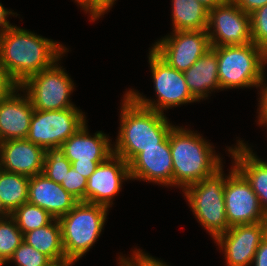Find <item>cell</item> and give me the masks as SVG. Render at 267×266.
Masks as SVG:
<instances>
[{"mask_svg":"<svg viewBox=\"0 0 267 266\" xmlns=\"http://www.w3.org/2000/svg\"><path fill=\"white\" fill-rule=\"evenodd\" d=\"M29 178L0 168V200L10 214L28 202Z\"/></svg>","mask_w":267,"mask_h":266,"instance_id":"cb8c5ba5","label":"cell"},{"mask_svg":"<svg viewBox=\"0 0 267 266\" xmlns=\"http://www.w3.org/2000/svg\"><path fill=\"white\" fill-rule=\"evenodd\" d=\"M183 74L190 92L198 101L208 97L213 90H221L217 53L212 47Z\"/></svg>","mask_w":267,"mask_h":266,"instance_id":"44dd1931","label":"cell"},{"mask_svg":"<svg viewBox=\"0 0 267 266\" xmlns=\"http://www.w3.org/2000/svg\"><path fill=\"white\" fill-rule=\"evenodd\" d=\"M85 123L86 116L77 107L49 111L34 109L26 139L46 151L60 147Z\"/></svg>","mask_w":267,"mask_h":266,"instance_id":"9c48e42d","label":"cell"},{"mask_svg":"<svg viewBox=\"0 0 267 266\" xmlns=\"http://www.w3.org/2000/svg\"><path fill=\"white\" fill-rule=\"evenodd\" d=\"M151 48L174 69L185 72L211 48L206 30L174 31Z\"/></svg>","mask_w":267,"mask_h":266,"instance_id":"7c38bea8","label":"cell"},{"mask_svg":"<svg viewBox=\"0 0 267 266\" xmlns=\"http://www.w3.org/2000/svg\"><path fill=\"white\" fill-rule=\"evenodd\" d=\"M252 43L267 54V4L250 14Z\"/></svg>","mask_w":267,"mask_h":266,"instance_id":"f1b7e54d","label":"cell"},{"mask_svg":"<svg viewBox=\"0 0 267 266\" xmlns=\"http://www.w3.org/2000/svg\"><path fill=\"white\" fill-rule=\"evenodd\" d=\"M46 151L27 139L0 142V168L29 177L43 172Z\"/></svg>","mask_w":267,"mask_h":266,"instance_id":"2e32d148","label":"cell"},{"mask_svg":"<svg viewBox=\"0 0 267 266\" xmlns=\"http://www.w3.org/2000/svg\"><path fill=\"white\" fill-rule=\"evenodd\" d=\"M230 170L224 184L225 212L229 227L267 222V216L250 183L234 164Z\"/></svg>","mask_w":267,"mask_h":266,"instance_id":"8fae6325","label":"cell"},{"mask_svg":"<svg viewBox=\"0 0 267 266\" xmlns=\"http://www.w3.org/2000/svg\"><path fill=\"white\" fill-rule=\"evenodd\" d=\"M23 241L45 254L52 262L66 259L58 219H54L48 225L26 232L23 235Z\"/></svg>","mask_w":267,"mask_h":266,"instance_id":"7402d4cb","label":"cell"},{"mask_svg":"<svg viewBox=\"0 0 267 266\" xmlns=\"http://www.w3.org/2000/svg\"><path fill=\"white\" fill-rule=\"evenodd\" d=\"M23 242V233L10 215L0 219V262L5 265Z\"/></svg>","mask_w":267,"mask_h":266,"instance_id":"484cf974","label":"cell"},{"mask_svg":"<svg viewBox=\"0 0 267 266\" xmlns=\"http://www.w3.org/2000/svg\"><path fill=\"white\" fill-rule=\"evenodd\" d=\"M223 165L212 175L183 190L193 215L215 240L230 227L226 218Z\"/></svg>","mask_w":267,"mask_h":266,"instance_id":"8992f818","label":"cell"},{"mask_svg":"<svg viewBox=\"0 0 267 266\" xmlns=\"http://www.w3.org/2000/svg\"><path fill=\"white\" fill-rule=\"evenodd\" d=\"M169 142L173 161V186H180L182 191L212 175L223 165L210 142L190 129L174 126L169 132Z\"/></svg>","mask_w":267,"mask_h":266,"instance_id":"3957f363","label":"cell"},{"mask_svg":"<svg viewBox=\"0 0 267 266\" xmlns=\"http://www.w3.org/2000/svg\"><path fill=\"white\" fill-rule=\"evenodd\" d=\"M267 235V222L230 227L215 239L224 250L226 266H251L257 248Z\"/></svg>","mask_w":267,"mask_h":266,"instance_id":"4fadbf2b","label":"cell"},{"mask_svg":"<svg viewBox=\"0 0 267 266\" xmlns=\"http://www.w3.org/2000/svg\"><path fill=\"white\" fill-rule=\"evenodd\" d=\"M11 216L16 220L23 235L26 232L50 224L55 218L37 205L26 202L19 206Z\"/></svg>","mask_w":267,"mask_h":266,"instance_id":"d4e9b609","label":"cell"},{"mask_svg":"<svg viewBox=\"0 0 267 266\" xmlns=\"http://www.w3.org/2000/svg\"><path fill=\"white\" fill-rule=\"evenodd\" d=\"M217 53L221 90L256 87L264 77L267 54L254 43L212 47Z\"/></svg>","mask_w":267,"mask_h":266,"instance_id":"277c9868","label":"cell"},{"mask_svg":"<svg viewBox=\"0 0 267 266\" xmlns=\"http://www.w3.org/2000/svg\"><path fill=\"white\" fill-rule=\"evenodd\" d=\"M130 179L128 163L115 154L100 163L87 179L86 202L110 208L122 182Z\"/></svg>","mask_w":267,"mask_h":266,"instance_id":"5bb4252c","label":"cell"},{"mask_svg":"<svg viewBox=\"0 0 267 266\" xmlns=\"http://www.w3.org/2000/svg\"><path fill=\"white\" fill-rule=\"evenodd\" d=\"M265 75L261 81V83L258 85L260 87V99H259V114H258V124L261 126L267 127V85L265 80Z\"/></svg>","mask_w":267,"mask_h":266,"instance_id":"d6a6232c","label":"cell"},{"mask_svg":"<svg viewBox=\"0 0 267 266\" xmlns=\"http://www.w3.org/2000/svg\"><path fill=\"white\" fill-rule=\"evenodd\" d=\"M130 180H143L173 187V161L169 135L159 147L145 148L129 164Z\"/></svg>","mask_w":267,"mask_h":266,"instance_id":"9a60e30c","label":"cell"},{"mask_svg":"<svg viewBox=\"0 0 267 266\" xmlns=\"http://www.w3.org/2000/svg\"><path fill=\"white\" fill-rule=\"evenodd\" d=\"M227 150L234 160L235 168L250 183L267 216V162L258 158L243 140H238L236 147H229Z\"/></svg>","mask_w":267,"mask_h":266,"instance_id":"ffe728a7","label":"cell"},{"mask_svg":"<svg viewBox=\"0 0 267 266\" xmlns=\"http://www.w3.org/2000/svg\"><path fill=\"white\" fill-rule=\"evenodd\" d=\"M253 264L255 266H267V235L263 238L255 253Z\"/></svg>","mask_w":267,"mask_h":266,"instance_id":"d590c367","label":"cell"},{"mask_svg":"<svg viewBox=\"0 0 267 266\" xmlns=\"http://www.w3.org/2000/svg\"><path fill=\"white\" fill-rule=\"evenodd\" d=\"M87 123L82 125L60 147L66 158L78 163H102L113 155V144L102 131L89 135Z\"/></svg>","mask_w":267,"mask_h":266,"instance_id":"e0dca14e","label":"cell"},{"mask_svg":"<svg viewBox=\"0 0 267 266\" xmlns=\"http://www.w3.org/2000/svg\"><path fill=\"white\" fill-rule=\"evenodd\" d=\"M8 15L14 16L15 13H13L11 10L8 11L0 3V33L12 26V24H10L7 20V18L9 17Z\"/></svg>","mask_w":267,"mask_h":266,"instance_id":"74e56055","label":"cell"},{"mask_svg":"<svg viewBox=\"0 0 267 266\" xmlns=\"http://www.w3.org/2000/svg\"><path fill=\"white\" fill-rule=\"evenodd\" d=\"M174 31L206 30L208 8L198 0H172Z\"/></svg>","mask_w":267,"mask_h":266,"instance_id":"603a6c76","label":"cell"},{"mask_svg":"<svg viewBox=\"0 0 267 266\" xmlns=\"http://www.w3.org/2000/svg\"><path fill=\"white\" fill-rule=\"evenodd\" d=\"M77 261L71 259H64L60 261L51 262L48 266H72Z\"/></svg>","mask_w":267,"mask_h":266,"instance_id":"60d3db41","label":"cell"},{"mask_svg":"<svg viewBox=\"0 0 267 266\" xmlns=\"http://www.w3.org/2000/svg\"><path fill=\"white\" fill-rule=\"evenodd\" d=\"M108 209L103 205L79 201L58 219L66 259L78 261L91 249L100 237Z\"/></svg>","mask_w":267,"mask_h":266,"instance_id":"5b68a950","label":"cell"},{"mask_svg":"<svg viewBox=\"0 0 267 266\" xmlns=\"http://www.w3.org/2000/svg\"><path fill=\"white\" fill-rule=\"evenodd\" d=\"M19 90L0 100V142L28 135L34 108L27 94L21 96Z\"/></svg>","mask_w":267,"mask_h":266,"instance_id":"d6986e66","label":"cell"},{"mask_svg":"<svg viewBox=\"0 0 267 266\" xmlns=\"http://www.w3.org/2000/svg\"><path fill=\"white\" fill-rule=\"evenodd\" d=\"M56 61L50 67L30 76L20 85L35 110H65L76 107L70 102L74 83Z\"/></svg>","mask_w":267,"mask_h":266,"instance_id":"ba28073f","label":"cell"},{"mask_svg":"<svg viewBox=\"0 0 267 266\" xmlns=\"http://www.w3.org/2000/svg\"><path fill=\"white\" fill-rule=\"evenodd\" d=\"M149 65L154 82L156 100L142 96L139 91L129 90L126 93L139 105L164 113L172 107L197 102L198 100L190 92L183 72L169 66L152 49L149 51Z\"/></svg>","mask_w":267,"mask_h":266,"instance_id":"52a82bcc","label":"cell"},{"mask_svg":"<svg viewBox=\"0 0 267 266\" xmlns=\"http://www.w3.org/2000/svg\"><path fill=\"white\" fill-rule=\"evenodd\" d=\"M20 85L12 78L10 73L0 64V100L11 95Z\"/></svg>","mask_w":267,"mask_h":266,"instance_id":"1f68e13d","label":"cell"},{"mask_svg":"<svg viewBox=\"0 0 267 266\" xmlns=\"http://www.w3.org/2000/svg\"><path fill=\"white\" fill-rule=\"evenodd\" d=\"M132 258L119 257V266H168L165 262L157 260L140 249L134 250Z\"/></svg>","mask_w":267,"mask_h":266,"instance_id":"4dcf8cb0","label":"cell"},{"mask_svg":"<svg viewBox=\"0 0 267 266\" xmlns=\"http://www.w3.org/2000/svg\"><path fill=\"white\" fill-rule=\"evenodd\" d=\"M100 163H78L72 162L71 166L75 169V171L79 172L82 176L88 179L99 166Z\"/></svg>","mask_w":267,"mask_h":266,"instance_id":"8d00e7d4","label":"cell"},{"mask_svg":"<svg viewBox=\"0 0 267 266\" xmlns=\"http://www.w3.org/2000/svg\"><path fill=\"white\" fill-rule=\"evenodd\" d=\"M203 5H205L208 9L213 8L217 5H221L225 3L227 0H198Z\"/></svg>","mask_w":267,"mask_h":266,"instance_id":"ab89813d","label":"cell"},{"mask_svg":"<svg viewBox=\"0 0 267 266\" xmlns=\"http://www.w3.org/2000/svg\"><path fill=\"white\" fill-rule=\"evenodd\" d=\"M66 51V46L14 25L0 33V64L19 85L61 60Z\"/></svg>","mask_w":267,"mask_h":266,"instance_id":"6da1fadb","label":"cell"},{"mask_svg":"<svg viewBox=\"0 0 267 266\" xmlns=\"http://www.w3.org/2000/svg\"><path fill=\"white\" fill-rule=\"evenodd\" d=\"M61 186L78 201L86 202L87 179L75 171L73 167L66 173Z\"/></svg>","mask_w":267,"mask_h":266,"instance_id":"f546056e","label":"cell"},{"mask_svg":"<svg viewBox=\"0 0 267 266\" xmlns=\"http://www.w3.org/2000/svg\"><path fill=\"white\" fill-rule=\"evenodd\" d=\"M75 2H77L86 13H90V18L92 20V0H75Z\"/></svg>","mask_w":267,"mask_h":266,"instance_id":"f35d334b","label":"cell"},{"mask_svg":"<svg viewBox=\"0 0 267 266\" xmlns=\"http://www.w3.org/2000/svg\"><path fill=\"white\" fill-rule=\"evenodd\" d=\"M244 13L251 14L267 4V0H232Z\"/></svg>","mask_w":267,"mask_h":266,"instance_id":"e575fe53","label":"cell"},{"mask_svg":"<svg viewBox=\"0 0 267 266\" xmlns=\"http://www.w3.org/2000/svg\"><path fill=\"white\" fill-rule=\"evenodd\" d=\"M71 167V162L66 158L61 147L46 150L42 173L48 179L61 184Z\"/></svg>","mask_w":267,"mask_h":266,"instance_id":"4316f807","label":"cell"},{"mask_svg":"<svg viewBox=\"0 0 267 266\" xmlns=\"http://www.w3.org/2000/svg\"><path fill=\"white\" fill-rule=\"evenodd\" d=\"M120 110V127L113 154L128 164L145 148L159 147L175 126L164 113L137 104L127 93Z\"/></svg>","mask_w":267,"mask_h":266,"instance_id":"7a4b0ae2","label":"cell"},{"mask_svg":"<svg viewBox=\"0 0 267 266\" xmlns=\"http://www.w3.org/2000/svg\"><path fill=\"white\" fill-rule=\"evenodd\" d=\"M116 0H92V21L102 17L114 5Z\"/></svg>","mask_w":267,"mask_h":266,"instance_id":"836d02e7","label":"cell"},{"mask_svg":"<svg viewBox=\"0 0 267 266\" xmlns=\"http://www.w3.org/2000/svg\"><path fill=\"white\" fill-rule=\"evenodd\" d=\"M11 214L4 208L0 200V219L9 217Z\"/></svg>","mask_w":267,"mask_h":266,"instance_id":"b9f144b4","label":"cell"},{"mask_svg":"<svg viewBox=\"0 0 267 266\" xmlns=\"http://www.w3.org/2000/svg\"><path fill=\"white\" fill-rule=\"evenodd\" d=\"M206 31L211 47L252 43L250 14L232 0L208 9Z\"/></svg>","mask_w":267,"mask_h":266,"instance_id":"30bf717a","label":"cell"},{"mask_svg":"<svg viewBox=\"0 0 267 266\" xmlns=\"http://www.w3.org/2000/svg\"><path fill=\"white\" fill-rule=\"evenodd\" d=\"M28 202L44 209L55 219H59L79 201L61 184L48 179L41 173L29 178Z\"/></svg>","mask_w":267,"mask_h":266,"instance_id":"ac0fdd59","label":"cell"},{"mask_svg":"<svg viewBox=\"0 0 267 266\" xmlns=\"http://www.w3.org/2000/svg\"><path fill=\"white\" fill-rule=\"evenodd\" d=\"M13 262L17 266H48L52 261L33 246L23 241L14 251L8 262Z\"/></svg>","mask_w":267,"mask_h":266,"instance_id":"83f0119b","label":"cell"}]
</instances>
